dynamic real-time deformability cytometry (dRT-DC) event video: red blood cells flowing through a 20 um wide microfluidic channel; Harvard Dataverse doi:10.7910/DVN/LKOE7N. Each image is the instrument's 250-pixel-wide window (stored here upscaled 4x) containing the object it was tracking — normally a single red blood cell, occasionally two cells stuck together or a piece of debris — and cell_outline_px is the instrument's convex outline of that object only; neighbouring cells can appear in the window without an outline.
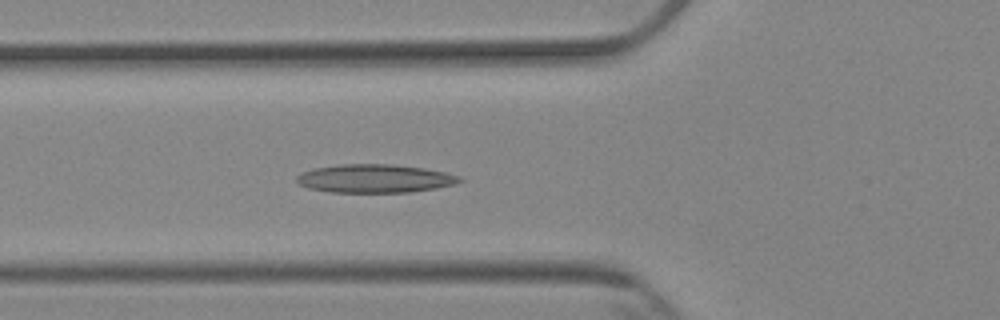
{"species": "Egyptian fruit bat (a non-hibernating species)", "species_latin": "Rousettus aegyptiacus", "temperature_condition": "cold", "stored_images_in_passage": 4, "camera_frame_rate_fps": 3000, "um_per_image_px": 0.085, "animal": {"sex": "female"}, "frame": {"image": 1, "passage_image": 4, "time_ms": 4.333, "image_size_px": [1000, 320], "cell_outline_px": [[464, 180], [456, 184], [436, 188], [408, 192], [328, 192], [308, 188], [300, 184], [296, 180], [296, 176], [300, 172], [312, 168], [340, 164], [392, 164], [424, 168], [444, 172], [460, 176]], "centroid_in_image_um": [31.84, 15.17], "position_along_channel_um": 94.0, "area_um2": 27.11}}